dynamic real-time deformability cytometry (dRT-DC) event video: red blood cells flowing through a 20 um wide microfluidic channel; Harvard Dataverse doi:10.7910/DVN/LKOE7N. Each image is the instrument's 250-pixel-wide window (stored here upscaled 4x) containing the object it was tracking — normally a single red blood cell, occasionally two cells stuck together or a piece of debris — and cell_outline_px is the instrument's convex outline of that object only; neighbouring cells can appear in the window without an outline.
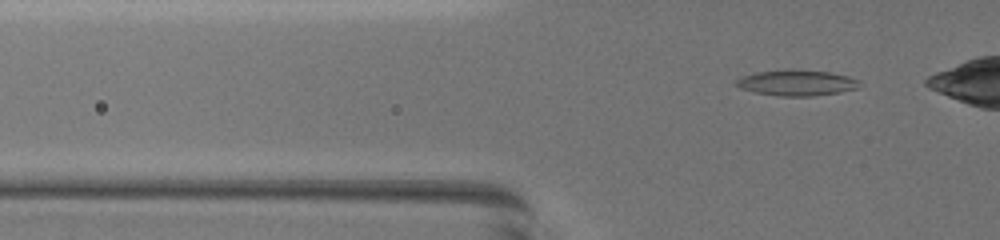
{"species": "common noctule bat (a hibernating species)", "species_latin": "Nyctalus noctula", "temperature_condition": "warm", "stored_images_in_passage": 36, "camera_frame_rate_fps": 3000, "um_per_image_px": 0.085, "animal": {"sex": "female", "body_mass_g": 19.5, "forearm_length_mm": 54.1}, "frame": {"image": 1, "passage_image": 5, "time_ms": 1.333, "image_size_px": [1000, 240], "cell_outline_px": [[860, 88], [840, 92], [812, 96], [776, 96], [756, 92], [740, 88], [732, 84], [732, 80], [740, 76], [756, 72], [788, 68], [792, 68], [828, 72], [848, 76], [860, 80]], "centroid_in_image_um": [67.66, 7.02], "position_along_channel_um": 58.1, "area_um2": 19.07}}
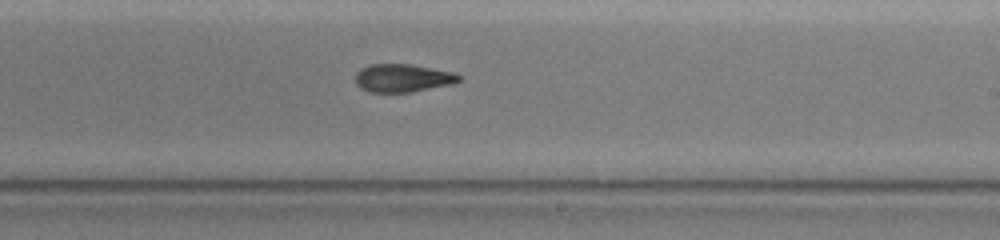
{"frame": {"image": 2, "passage_image": 22, "time_ms": 7.0, "image_size_px": [1000, 240], "cell_outline_px": [[460, 80], [452, 84], [412, 92], [368, 92], [360, 88], [356, 84], [356, 72], [372, 64], [408, 64], [452, 72], [460, 76]], "centroid_in_image_um": [34.21, 6.65], "position_along_channel_um": 254.8, "area_um2": 16.7}}
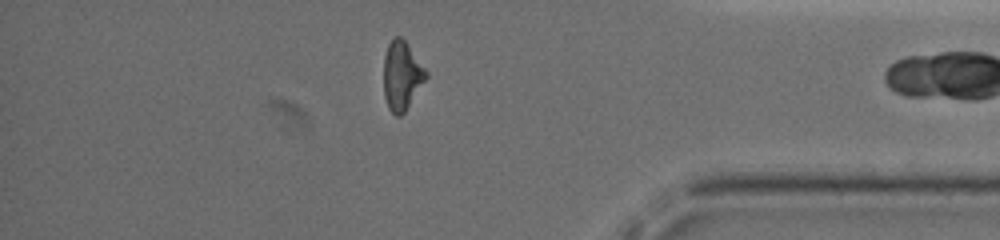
{"frame": {"image": 3, "passage_image": 35, "time_ms": 11.333, "image_size_px": [1000, 240], "cell_outline_px": [[428, 76], [404, 112], [400, 116], [396, 116], [388, 108], [384, 96], [384, 56], [388, 44], [392, 36], [400, 36], [404, 40], [428, 72]], "centroid_in_image_um": [34.14, 6.41], "position_along_channel_um": 401.1, "area_um2": 16.88}}